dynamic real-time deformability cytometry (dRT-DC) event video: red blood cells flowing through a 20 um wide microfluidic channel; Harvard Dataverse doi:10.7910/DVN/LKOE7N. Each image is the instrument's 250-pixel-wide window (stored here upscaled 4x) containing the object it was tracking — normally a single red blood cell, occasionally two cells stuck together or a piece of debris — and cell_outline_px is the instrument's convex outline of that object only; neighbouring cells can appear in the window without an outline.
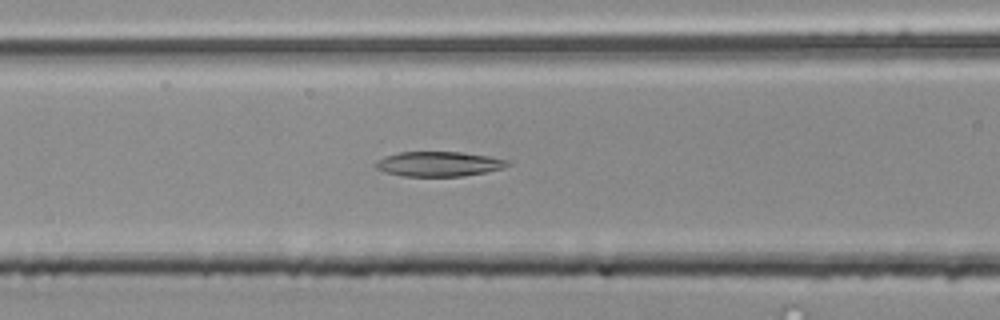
{"species": "common noctule bat (a hibernating species)", "species_latin": "Nyctalus noctula", "temperature_condition": "room temperature", "stored_images_in_passage": 52, "segment_of_instrument_passage": [2, 2], "camera_frame_rate_fps": 3000, "um_per_image_px": 0.085, "animal": {"sex": "male", "body_mass_g": 20.4}, "frame": {"image": 1, "passage_image": 23, "time_ms": 7.333, "image_size_px": [1000, 320], "cell_outline_px": [[512, 164], [504, 168], [484, 172], [460, 176], [404, 176], [384, 172], [376, 168], [376, 160], [384, 156], [400, 152], [460, 152], [488, 156], [508, 160]], "centroid_in_image_um": [37.29, 13.93], "position_along_channel_um": 129.3, "area_um2": 19.02}}
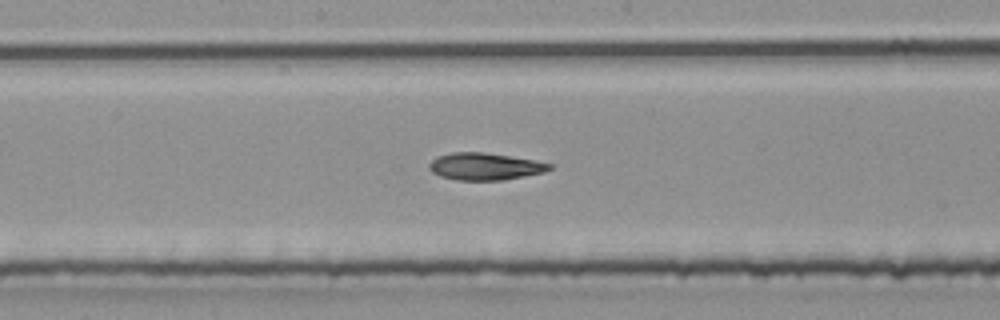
{"frame": {"image": 2, "passage_image": 29, "time_ms": 9.333, "image_size_px": [1000, 320], "cell_outline_px": [[552, 168], [544, 172], [504, 180], [456, 180], [440, 176], [432, 172], [428, 168], [428, 164], [436, 156], [452, 152], [484, 152], [536, 160], [552, 164]], "centroid_in_image_um": [41.2, 14.14], "position_along_channel_um": 207.0, "area_um2": 19.13}}
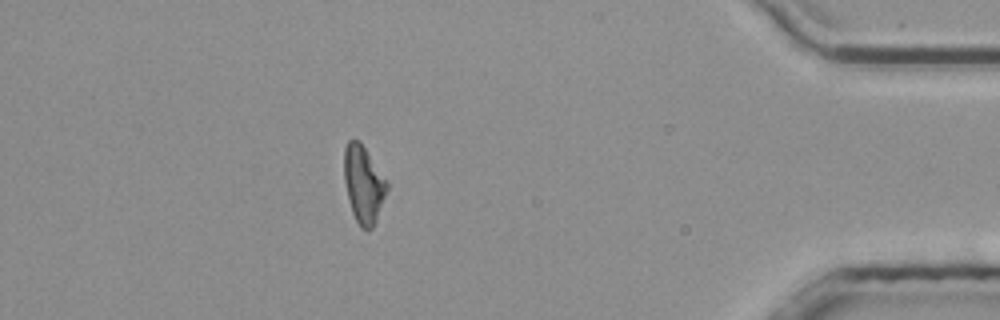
{"frame": {"image": 3, "passage_image": 48, "time_ms": 15.667, "image_size_px": [1000, 320], "cell_outline_px": [[388, 188], [376, 220], [372, 228], [360, 228], [352, 212], [344, 180], [344, 148], [348, 140], [360, 140], [388, 180]], "centroid_in_image_um": [30.91, 15.61], "position_along_channel_um": 404.3, "area_um2": 19.31}}